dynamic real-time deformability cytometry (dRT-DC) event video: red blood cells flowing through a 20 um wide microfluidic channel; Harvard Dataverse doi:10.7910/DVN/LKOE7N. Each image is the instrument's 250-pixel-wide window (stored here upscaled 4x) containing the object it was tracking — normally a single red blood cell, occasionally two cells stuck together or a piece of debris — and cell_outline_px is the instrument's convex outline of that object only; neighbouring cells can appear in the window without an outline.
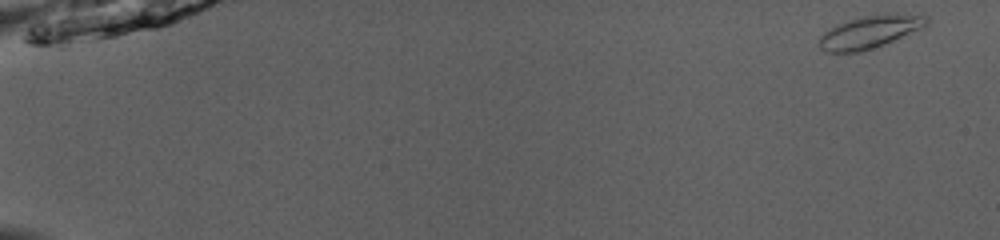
{"species": "common noctule bat (a hibernating species)", "species_latin": "Nyctalus noctula", "temperature_condition": "room temperature", "stored_images_in_passage": 50, "camera_frame_rate_fps": 3000, "um_per_image_px": 0.085, "animal": {"sex": "male", "body_mass_g": 13.0, "forearm_length_mm": 53.1}, "frame": {"image": 1, "passage_image": 1, "time_ms": 0.0, "image_size_px": [1000, 240], "cell_outline_px": [[928, 24], [924, 28], [884, 44], [860, 52], [824, 52], [820, 48], [820, 36], [824, 32], [836, 24], [848, 20], [864, 16], [884, 12], [896, 12], [928, 16]], "centroid_in_image_um": [73.98, 2.68], "position_along_channel_um": 11.0, "area_um2": 20.75}}
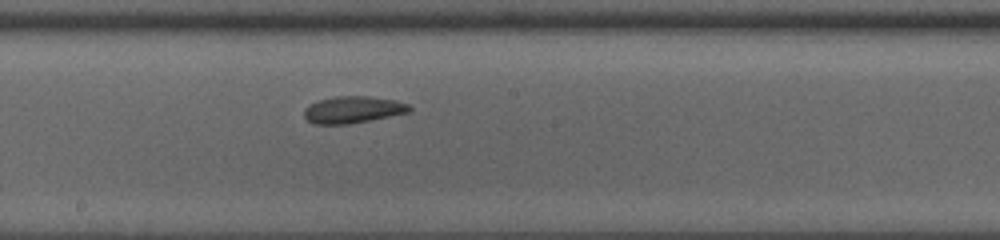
{"frame": {"image": 2, "passage_image": 29, "time_ms": 9.333, "image_size_px": [1000, 240], "cell_outline_px": [[412, 108], [408, 112], [372, 120], [348, 124], [316, 124], [308, 120], [304, 116], [304, 108], [308, 104], [316, 100], [336, 96], [368, 96], [396, 100], [408, 104]], "centroid_in_image_um": [29.97, 9.31], "position_along_channel_um": 218.2, "area_um2": 16.59}}
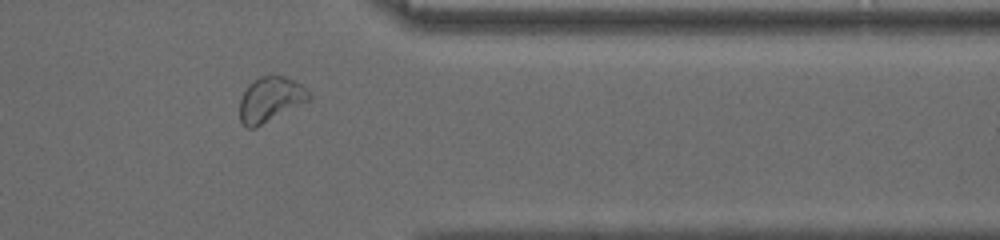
{"frame": {"image": 3, "passage_image": 42, "time_ms": 13.667, "image_size_px": [1000, 240], "cell_outline_px": [[312, 100], [252, 128], [248, 128], [240, 120], [240, 100], [248, 84], [260, 76], [272, 72], [284, 76], [300, 84], [312, 96]], "centroid_in_image_um": [23.0, 8.4], "position_along_channel_um": 388.4, "area_um2": 18.15}, "authors_computed_cell_mechanics": {"area_um2": 17.8024, "velocity_mm_per_s": 4.0471, "shape_relaxation_time_tau1_ms": 8.8154, "shape_relaxation_time_tau2_ms": 1.8259, "deformation_change_tau1": 0.1619, "deformation_change_tau2": 0.0615}}